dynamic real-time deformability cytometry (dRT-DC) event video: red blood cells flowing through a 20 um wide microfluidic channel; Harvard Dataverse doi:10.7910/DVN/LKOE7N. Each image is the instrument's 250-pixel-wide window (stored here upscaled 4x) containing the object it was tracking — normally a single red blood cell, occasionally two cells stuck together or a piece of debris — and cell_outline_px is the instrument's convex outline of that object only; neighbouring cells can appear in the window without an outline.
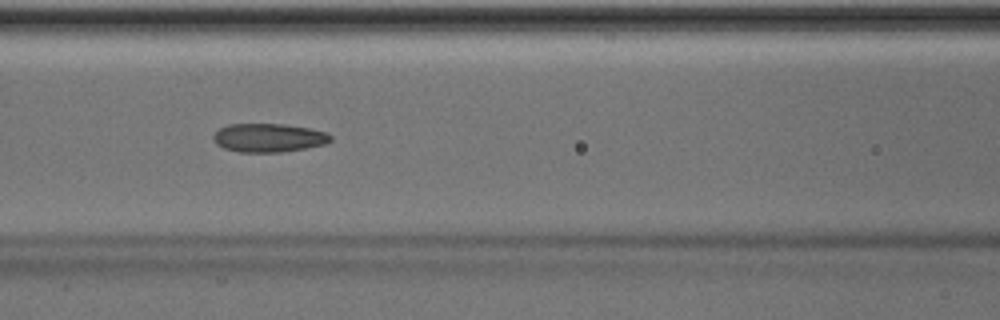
{"species": "Egyptian fruit bat (a non-hibernating species)", "species_latin": "Rousettus aegyptiacus", "temperature_condition": "room temperature", "stored_images_in_passage": 28, "camera_frame_rate_fps": 3000, "um_per_image_px": 0.085, "animal": {"sex": "male"}, "frame": {"image": 1, "passage_image": 13, "time_ms": 4.0, "image_size_px": [1000, 320], "cell_outline_px": [[332, 140], [324, 144], [304, 148], [280, 152], [240, 152], [224, 148], [216, 144], [212, 140], [212, 136], [220, 128], [228, 124], [284, 124], [308, 128], [328, 132], [332, 136]], "centroid_in_image_um": [22.82, 11.7], "position_along_channel_um": 143.8, "area_um2": 19.54}}